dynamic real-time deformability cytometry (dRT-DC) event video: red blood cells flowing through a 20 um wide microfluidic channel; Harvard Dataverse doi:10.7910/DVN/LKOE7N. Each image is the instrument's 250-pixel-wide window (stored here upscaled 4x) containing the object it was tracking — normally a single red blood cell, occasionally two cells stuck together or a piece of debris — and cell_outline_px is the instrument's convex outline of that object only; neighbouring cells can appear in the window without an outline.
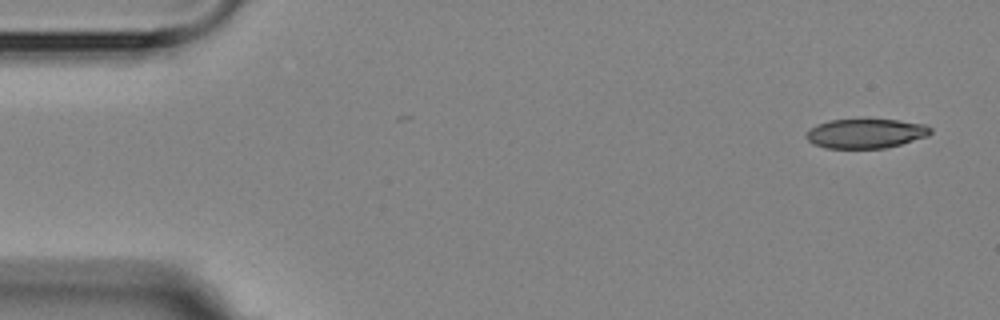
{"species": "Egyptian fruit bat (a non-hibernating species)", "species_latin": "Rousettus aegyptiacus", "temperature_condition": "room temperature", "stored_images_in_passage": 4, "camera_frame_rate_fps": 3000, "um_per_image_px": 0.085, "animal": {"sex": "female"}, "frame": {"image": 1, "passage_image": 1, "time_ms": 0.0, "image_size_px": [1000, 320], "cell_outline_px": [[932, 132], [928, 136], [888, 148], [824, 148], [812, 144], [804, 136], [816, 124], [828, 120], [900, 120], [924, 124], [932, 128]], "centroid_in_image_um": [73.59, 11.35], "position_along_channel_um": 11.4, "area_um2": 21.39}}